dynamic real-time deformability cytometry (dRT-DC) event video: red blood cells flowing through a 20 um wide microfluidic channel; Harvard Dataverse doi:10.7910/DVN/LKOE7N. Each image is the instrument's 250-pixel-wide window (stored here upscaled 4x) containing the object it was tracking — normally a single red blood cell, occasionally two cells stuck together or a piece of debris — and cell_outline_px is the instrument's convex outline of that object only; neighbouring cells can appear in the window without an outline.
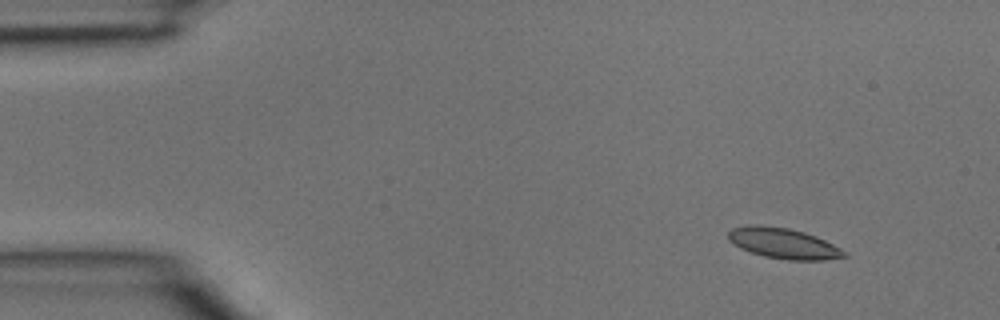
{"species": "common noctule bat (a hibernating species)", "species_latin": "Nyctalus noctula", "temperature_condition": "room temperature", "stored_images_in_passage": 3, "camera_frame_rate_fps": 3000, "um_per_image_px": 0.085, "animal": {"sex": "male", "body_mass_g": 15.6}, "frame": {"image": 1, "passage_image": 1, "time_ms": 0.0, "image_size_px": [1000, 320], "cell_outline_px": [[848, 256], [824, 260], [788, 260], [764, 256], [740, 248], [728, 240], [728, 232], [732, 228], [748, 224], [756, 224], [788, 228], [804, 232], [816, 236], [848, 252]], "centroid_in_image_um": [66.58, 20.68], "position_along_channel_um": 18.4, "area_um2": 20.69}}